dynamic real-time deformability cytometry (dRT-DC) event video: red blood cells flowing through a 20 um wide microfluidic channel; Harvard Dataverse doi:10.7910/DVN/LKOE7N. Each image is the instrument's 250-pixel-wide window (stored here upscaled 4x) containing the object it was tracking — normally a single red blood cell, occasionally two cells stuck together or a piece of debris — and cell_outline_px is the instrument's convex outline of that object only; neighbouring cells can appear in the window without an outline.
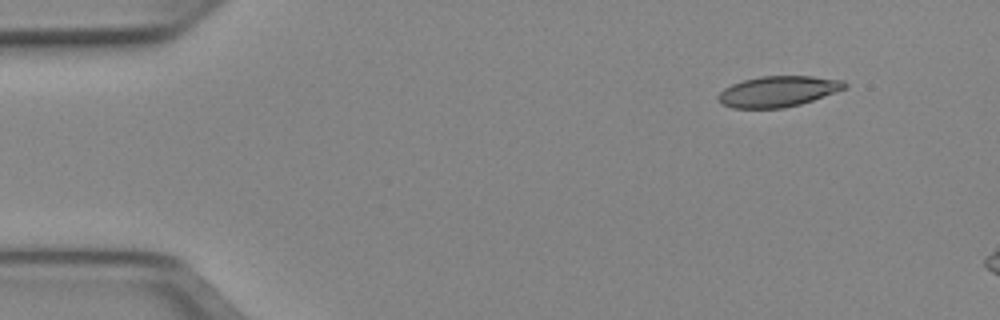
{"species": "Egyptian fruit bat (a non-hibernating species)", "species_latin": "Rousettus aegyptiacus", "temperature_condition": "cold", "stored_images_in_passage": 8, "camera_frame_rate_fps": 3000, "um_per_image_px": 0.085, "animal": {"sex": "female"}, "frame": {"image": 1, "passage_image": 1, "time_ms": 0.0, "image_size_px": [1000, 320], "cell_outline_px": [[848, 84], [844, 88], [812, 100], [800, 104], [784, 108], [732, 108], [720, 104], [716, 96], [724, 88], [732, 84], [744, 80], [760, 76], [812, 76], [844, 80]], "centroid_in_image_um": [66.08, 7.77], "position_along_channel_um": 18.9, "area_um2": 22.6}}